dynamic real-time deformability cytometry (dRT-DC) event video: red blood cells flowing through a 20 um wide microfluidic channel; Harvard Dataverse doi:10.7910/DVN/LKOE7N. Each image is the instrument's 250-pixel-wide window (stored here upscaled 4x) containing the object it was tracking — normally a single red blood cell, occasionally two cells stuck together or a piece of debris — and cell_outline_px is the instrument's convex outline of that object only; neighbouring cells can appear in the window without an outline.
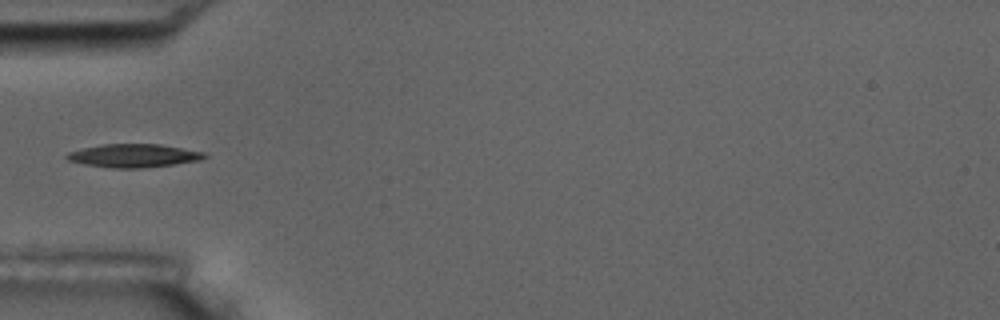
{"species": "common noctule bat (a hibernating species)", "species_latin": "Nyctalus noctula", "temperature_condition": "room temperature", "stored_images_in_passage": 6, "segment_of_instrument_passage": [2, 2], "camera_frame_rate_fps": 3000, "um_per_image_px": 0.085, "animal": {"sex": "male", "body_mass_g": 17.5, "forearm_length_mm": 52.3}, "frame": {"image": 1, "passage_image": 6, "time_ms": 5.667, "image_size_px": [1000, 320], "cell_outline_px": [[208, 156], [200, 160], [172, 164], [140, 168], [112, 168], [84, 164], [68, 160], [64, 156], [68, 152], [84, 148], [104, 144], [160, 144], [204, 152]], "centroid_in_image_um": [11.35, 13.23], "position_along_channel_um": 73.7, "area_um2": 18.5}}